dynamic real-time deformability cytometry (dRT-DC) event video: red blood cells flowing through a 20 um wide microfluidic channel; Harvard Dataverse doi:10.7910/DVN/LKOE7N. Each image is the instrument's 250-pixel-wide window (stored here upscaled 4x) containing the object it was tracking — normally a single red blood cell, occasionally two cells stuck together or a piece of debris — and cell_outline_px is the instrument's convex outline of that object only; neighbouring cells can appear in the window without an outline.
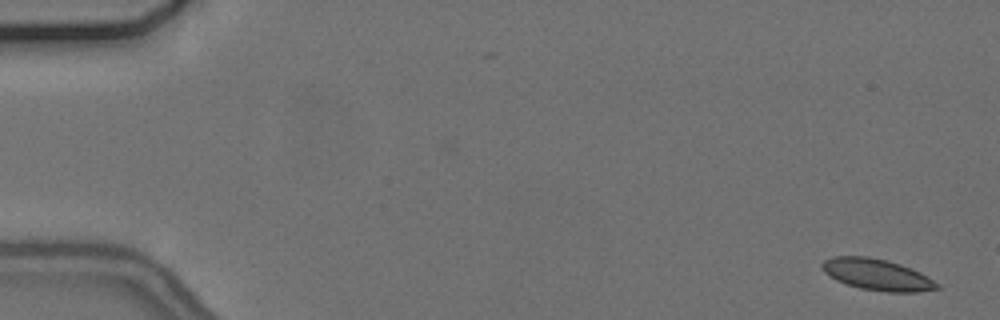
{"species": "common noctule bat (a hibernating species)", "species_latin": "Nyctalus noctula", "temperature_condition": "cold", "stored_images_in_passage": 2, "camera_frame_rate_fps": 3000, "um_per_image_px": 0.085, "animal": {"sex": "female", "body_mass_g": 24.6, "forearm_length_mm": 56.2}, "frame": {"image": 1, "passage_image": 2, "time_ms": 2.667, "image_size_px": [1000, 320], "cell_outline_px": [[940, 288], [916, 292], [884, 292], [860, 288], [836, 280], [828, 276], [820, 268], [820, 264], [824, 260], [832, 256], [868, 256], [888, 260], [900, 264], [920, 272], [940, 284]], "centroid_in_image_um": [74.52, 23.33], "position_along_channel_um": 10.5, "area_um2": 21.15}}